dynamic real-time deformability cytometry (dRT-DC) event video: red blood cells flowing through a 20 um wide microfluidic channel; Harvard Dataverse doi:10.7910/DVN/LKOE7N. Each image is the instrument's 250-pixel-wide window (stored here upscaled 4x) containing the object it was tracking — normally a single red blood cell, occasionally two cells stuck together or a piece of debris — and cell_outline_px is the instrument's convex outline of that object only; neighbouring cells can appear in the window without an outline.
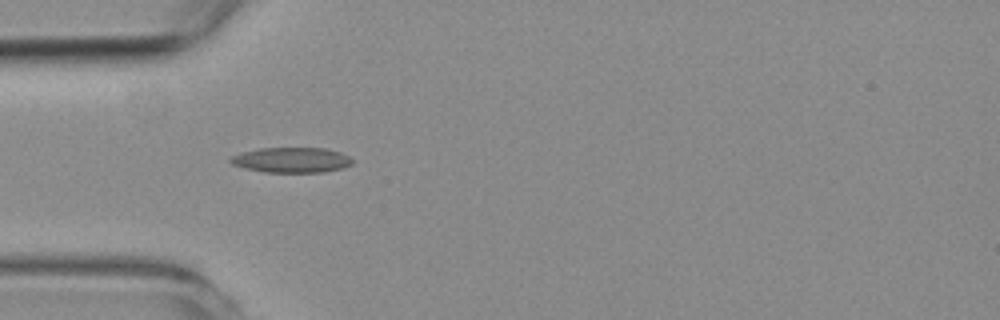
{"species": "common noctule bat (a hibernating species)", "species_latin": "Nyctalus noctula", "temperature_condition": "room temperature", "stored_images_in_passage": 43, "camera_frame_rate_fps": 3000, "um_per_image_px": 0.085, "animal": {"sex": "female", "body_mass_g": 19.3, "forearm_length_mm": 54.1}, "frame": {"image": 1, "passage_image": 5, "time_ms": 1.333, "image_size_px": [1000, 320], "cell_outline_px": [[352, 164], [344, 168], [324, 172], [264, 172], [244, 168], [232, 164], [228, 160], [232, 156], [240, 152], [260, 148], [324, 148], [340, 152], [348, 156], [352, 160]], "centroid_in_image_um": [24.77, 13.6], "position_along_channel_um": 60.2, "area_um2": 17.98}}
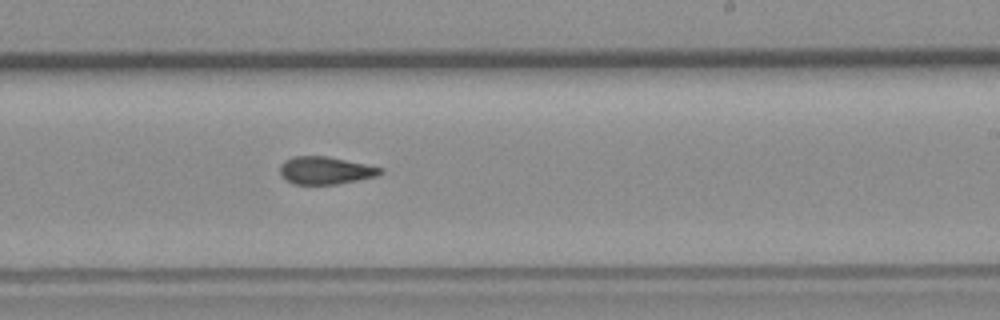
{"frame": {"image": 2, "passage_image": 22, "time_ms": 7.0, "image_size_px": [1000, 320], "cell_outline_px": [[384, 172], [376, 176], [336, 184], [292, 184], [280, 172], [280, 164], [284, 160], [292, 156], [328, 156], [384, 168]], "centroid_in_image_um": [27.66, 14.47], "position_along_channel_um": 261.3, "area_um2": 16.07}}
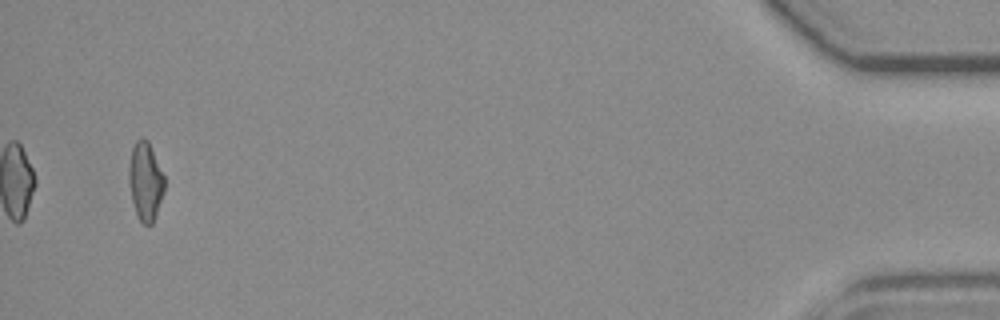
{"frame": {"image": 3, "passage_image": 43, "time_ms": 14.0, "image_size_px": [1000, 320], "cell_outline_px": [[164, 192], [152, 224], [144, 224], [140, 220], [136, 212], [132, 200], [128, 180], [128, 168], [132, 148], [136, 140], [148, 140], [164, 176]], "centroid_in_image_um": [12.35, 15.41], "position_along_channel_um": 422.9, "area_um2": 15.95}, "authors_computed_cell_mechanics": {"area_um2": 16.5886, "velocity_mm_per_s": 3.5844, "shape_relaxation_time_tau1_ms": null, "shape_relaxation_time_tau2_ms": 3.842, "deformation_change_tau1": null, "deformation_change_tau2": 0.1268}}